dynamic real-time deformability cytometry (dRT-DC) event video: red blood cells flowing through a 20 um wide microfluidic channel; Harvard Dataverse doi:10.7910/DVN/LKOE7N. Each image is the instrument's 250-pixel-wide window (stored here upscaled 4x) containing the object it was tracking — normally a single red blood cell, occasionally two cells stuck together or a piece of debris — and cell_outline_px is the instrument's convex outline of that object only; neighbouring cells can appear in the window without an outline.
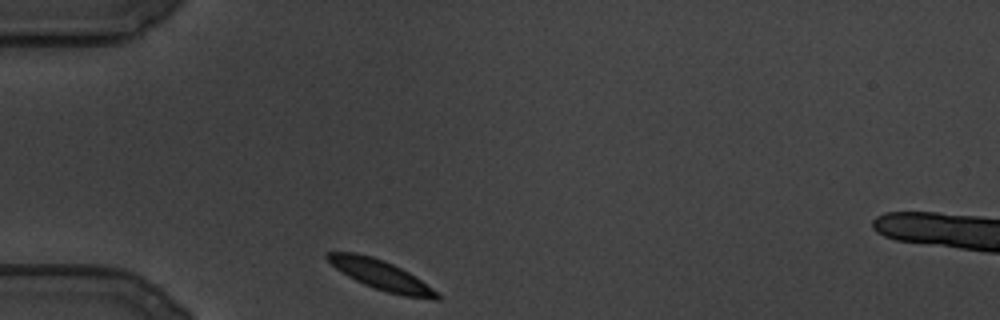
{"species": "common noctule bat (a hibernating species)", "species_latin": "Nyctalus noctula", "temperature_condition": "cold", "stored_images_in_passage": 75, "camera_frame_rate_fps": 3000, "um_per_image_px": 0.085, "animal": {"sex": "male", "body_mass_g": 19.5, "forearm_length_mm": 54.6}, "frame": {"image": 1, "passage_image": 1, "time_ms": 0.0, "image_size_px": [1000, 320], "cell_outline_px": [[440, 300], [436, 300], [404, 296], [388, 292], [364, 284], [348, 276], [336, 268], [324, 256], [328, 252], [356, 252], [372, 256], [384, 260], [408, 272], [432, 288], [440, 296]], "centroid_in_image_um": [32.37, 23.37], "position_along_channel_um": 52.6, "area_um2": 18.55}}
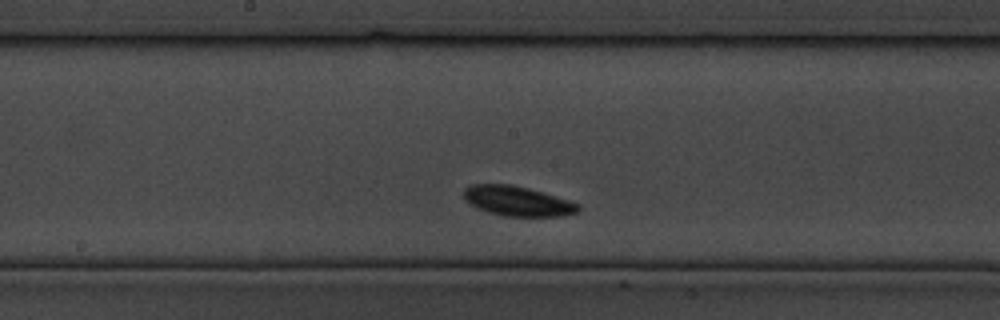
{"frame": {"image": 2, "passage_image": 33, "time_ms": 10.667, "image_size_px": [1000, 320], "cell_outline_px": [[580, 208], [576, 212], [564, 216], [504, 216], [488, 212], [476, 208], [464, 200], [464, 188], [472, 184], [508, 184], [528, 188], [568, 200], [580, 204]], "centroid_in_image_um": [43.95, 17.09], "position_along_channel_um": 204.2, "area_um2": 19.83}}
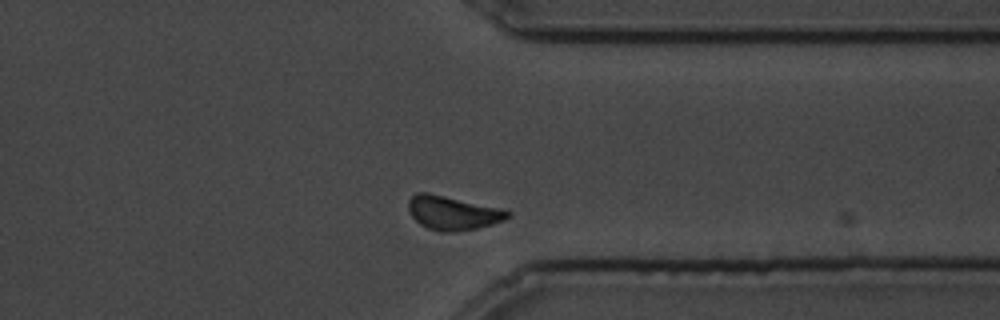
{"frame": {"image": 3, "passage_image": 65, "time_ms": 21.333, "image_size_px": [1000, 320], "cell_outline_px": [[512, 212], [504, 220], [492, 224], [476, 228], [452, 232], [440, 232], [428, 228], [420, 224], [412, 216], [408, 208], [408, 200], [416, 192], [428, 192], [504, 208]], "centroid_in_image_um": [38.49, 18.08], "position_along_channel_um": 372.9, "area_um2": 19.77}}